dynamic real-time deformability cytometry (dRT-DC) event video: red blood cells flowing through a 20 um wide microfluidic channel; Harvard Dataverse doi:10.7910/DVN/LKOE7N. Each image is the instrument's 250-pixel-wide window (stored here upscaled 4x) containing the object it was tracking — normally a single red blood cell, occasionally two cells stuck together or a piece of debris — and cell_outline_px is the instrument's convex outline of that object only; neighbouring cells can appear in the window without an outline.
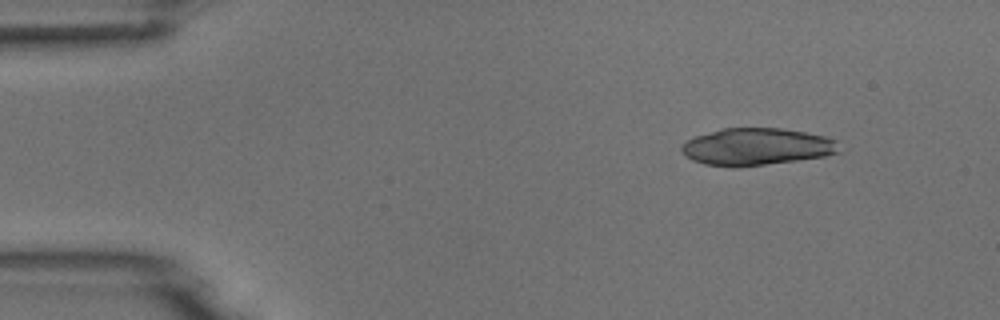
{"species": "common noctule bat (a hibernating species)", "species_latin": "Nyctalus noctula", "temperature_condition": "room temperature", "stored_images_in_passage": 3, "camera_frame_rate_fps": 3000, "um_per_image_px": 0.085, "animal": {"sex": "male", "body_mass_g": 18.8}, "frame": {"image": 1, "passage_image": 1, "time_ms": 0.0, "image_size_px": [1000, 320], "cell_outline_px": [[840, 152], [824, 156], [796, 160], [732, 168], [704, 164], [692, 160], [680, 148], [688, 140], [696, 136], [720, 128], [780, 128], [804, 132], [824, 136], [836, 140]], "centroid_in_image_um": [64.3, 12.47], "position_along_channel_um": 20.7, "area_um2": 33.81}}